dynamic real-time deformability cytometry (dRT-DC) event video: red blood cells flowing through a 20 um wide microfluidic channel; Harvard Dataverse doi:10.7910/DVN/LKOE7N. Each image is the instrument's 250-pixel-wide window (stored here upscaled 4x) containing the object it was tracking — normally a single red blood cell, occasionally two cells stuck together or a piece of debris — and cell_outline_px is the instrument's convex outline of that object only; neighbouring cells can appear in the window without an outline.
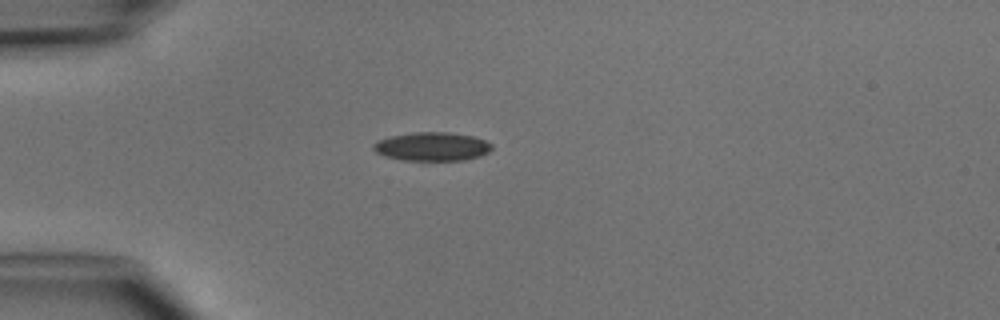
{"species": "common noctule bat (a hibernating species)", "species_latin": "Nyctalus noctula", "temperature_condition": "cold", "stored_images_in_passage": 2, "camera_frame_rate_fps": 3000, "um_per_image_px": 0.085, "animal": {"sex": "male", "body_mass_g": 15.6}, "frame": {"image": 1, "passage_image": 1, "time_ms": 0.0, "image_size_px": [1000, 320], "cell_outline_px": [[492, 148], [488, 152], [480, 156], [464, 160], [400, 160], [384, 156], [376, 152], [372, 148], [372, 144], [380, 140], [392, 136], [412, 132], [448, 132], [472, 136], [484, 140], [492, 144]], "centroid_in_image_um": [36.71, 12.46], "position_along_channel_um": 48.3, "area_um2": 19.71}}